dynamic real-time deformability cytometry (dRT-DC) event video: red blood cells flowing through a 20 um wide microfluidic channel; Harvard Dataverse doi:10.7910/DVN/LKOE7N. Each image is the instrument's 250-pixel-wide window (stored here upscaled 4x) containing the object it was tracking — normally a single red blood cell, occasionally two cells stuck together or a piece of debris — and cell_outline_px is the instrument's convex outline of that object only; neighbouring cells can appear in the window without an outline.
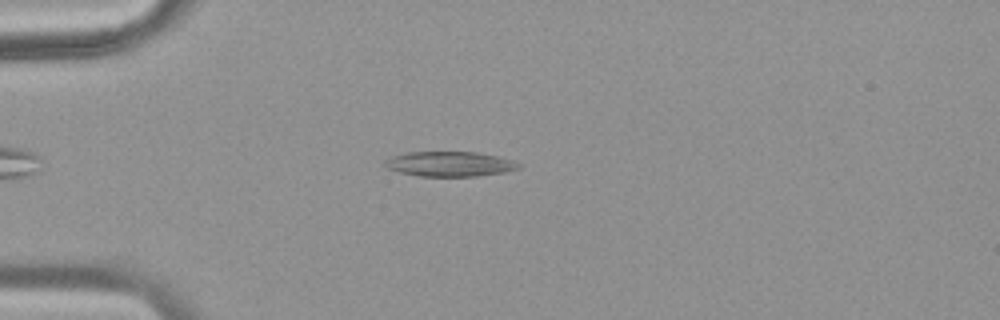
{"species": "common noctule bat (a hibernating species)", "species_latin": "Nyctalus noctula", "temperature_condition": "warm", "stored_images_in_passage": 44, "camera_frame_rate_fps": 3000, "um_per_image_px": 0.085, "animal": {"sex": "female", "body_mass_g": 18.4}, "frame": {"image": 1, "passage_image": 8, "time_ms": 2.333, "image_size_px": [1000, 320], "cell_outline_px": [[520, 168], [504, 172], [476, 176], [420, 176], [400, 172], [388, 168], [384, 164], [384, 160], [392, 156], [408, 152], [476, 152], [496, 156], [512, 160], [520, 164]], "centroid_in_image_um": [38.22, 13.93], "position_along_channel_um": 46.8, "area_um2": 19.25}}
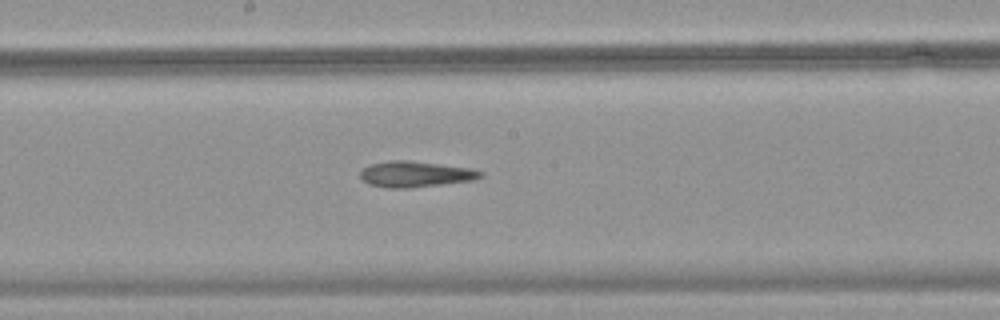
{"frame": {"image": 2, "passage_image": 22, "time_ms": 7.0, "image_size_px": [1000, 320], "cell_outline_px": [[484, 176], [472, 180], [408, 188], [392, 188], [368, 184], [360, 176], [360, 168], [372, 164], [392, 160], [408, 160], [472, 168], [484, 172]], "centroid_in_image_um": [35.31, 14.79], "position_along_channel_um": 212.9, "area_um2": 18.03}}
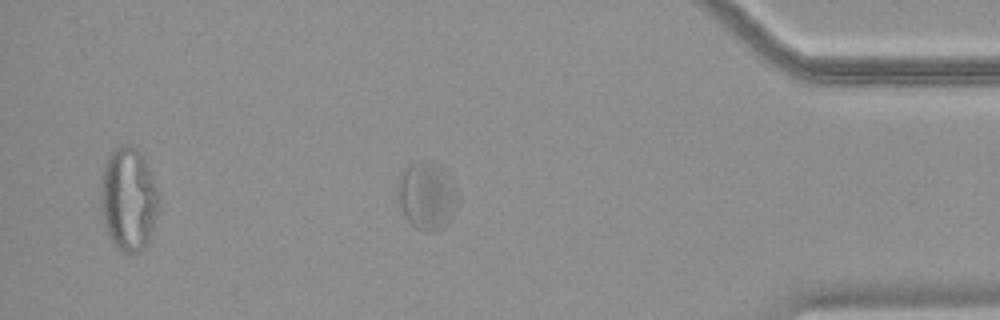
{"frame": {"image": 3, "passage_image": 38, "time_ms": 12.333, "image_size_px": [1000, 320], "cell_outline_px": [[460, 200], [448, 224], [444, 228], [432, 232], [424, 232], [416, 228], [408, 220], [396, 200], [396, 184], [404, 168], [408, 164], [416, 160], [432, 160], [440, 164], [444, 168], [460, 196]], "centroid_in_image_um": [36.28, 16.61], "position_along_channel_um": 398.9, "area_um2": 24.68}}